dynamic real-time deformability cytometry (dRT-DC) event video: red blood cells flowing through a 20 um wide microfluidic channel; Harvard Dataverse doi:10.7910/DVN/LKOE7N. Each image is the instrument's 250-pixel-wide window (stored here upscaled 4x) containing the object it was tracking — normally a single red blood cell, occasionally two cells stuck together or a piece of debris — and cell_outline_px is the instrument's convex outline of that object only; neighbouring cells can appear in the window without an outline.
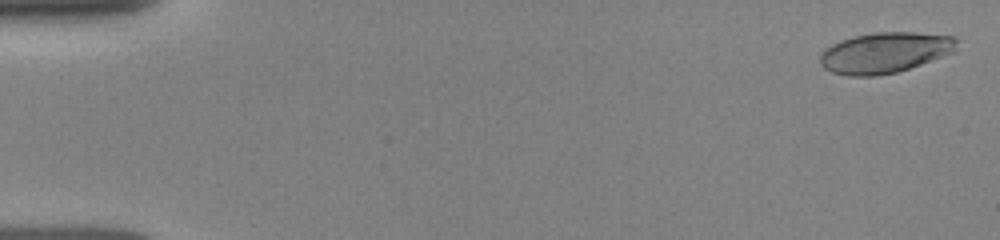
{"species": "human", "species_latin": "Homo sapiens", "temperature_condition": "room temperature", "stored_images_in_passage": 55, "camera_frame_rate_fps": 3000, "um_per_image_px": 0.085, "donor": {"sex": "female"}, "frame": {"image": 1, "passage_image": 2, "time_ms": 0.333, "image_size_px": [1000, 240], "cell_outline_px": [[956, 48], [952, 52], [920, 64], [896, 72], [876, 76], [848, 76], [832, 72], [824, 68], [820, 64], [820, 56], [832, 44], [840, 40], [852, 36], [876, 32], [912, 32], [952, 36], [956, 40]], "centroid_in_image_um": [75.17, 4.47], "position_along_channel_um": 9.8, "area_um2": 32.02}}
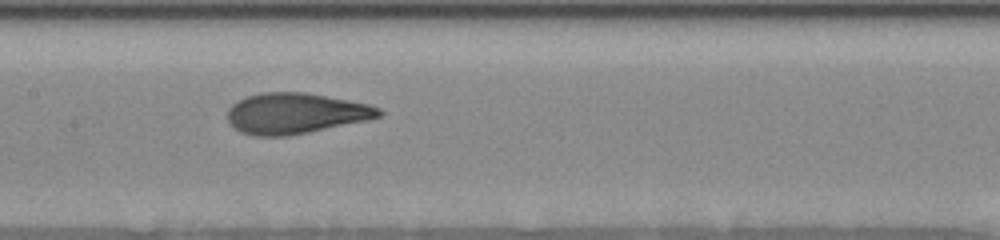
{"frame": {"image": 2, "passage_image": 28, "time_ms": 8.0, "image_size_px": [1000, 240], "cell_outline_px": [[384, 112], [380, 116], [368, 120], [288, 136], [256, 136], [240, 132], [228, 120], [228, 108], [236, 100], [260, 92], [308, 92], [368, 104], [380, 108]], "centroid_in_image_um": [25.12, 9.63], "position_along_channel_um": 182.3, "area_um2": 35.95}}
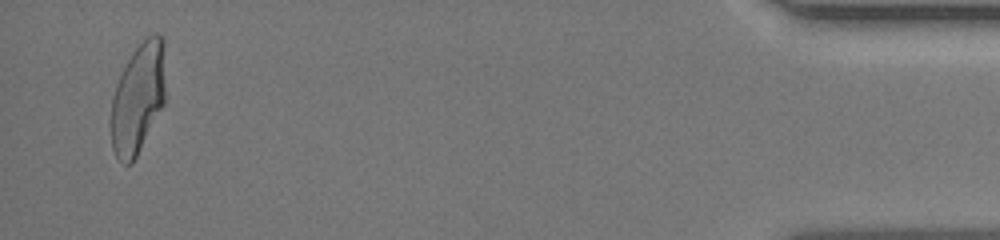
{"frame": {"image": 3, "passage_image": 54, "time_ms": 15.667, "image_size_px": [1000, 240], "cell_outline_px": [[164, 104], [132, 164], [124, 164], [116, 156], [112, 148], [112, 96], [116, 84], [132, 52], [152, 32], [156, 32], [164, 40]], "centroid_in_image_um": [11.74, 8.34], "position_along_channel_um": 423.5, "area_um2": 34.56}}